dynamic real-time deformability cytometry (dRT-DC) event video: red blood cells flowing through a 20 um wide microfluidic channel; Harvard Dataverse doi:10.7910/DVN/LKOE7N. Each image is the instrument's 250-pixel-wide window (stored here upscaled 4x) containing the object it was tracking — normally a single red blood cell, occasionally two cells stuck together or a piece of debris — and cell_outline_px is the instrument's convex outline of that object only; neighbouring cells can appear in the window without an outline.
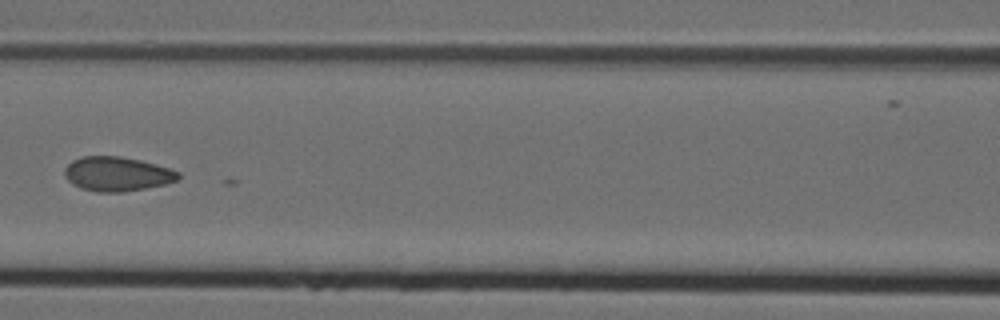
{"species": "Egyptian fruit bat (a non-hibernating species)", "species_latin": "Rousettus aegyptiacus", "temperature_condition": "cold", "stored_images_in_passage": 7, "camera_frame_rate_fps": 3000, "um_per_image_px": 0.085, "animal": {"sex": "female"}, "frame": {"image": 1, "passage_image": 7, "time_ms": 2.0, "image_size_px": [1000, 320], "cell_outline_px": [[180, 176], [176, 180], [168, 184], [120, 192], [96, 192], [80, 188], [72, 184], [64, 176], [64, 168], [72, 160], [84, 156], [120, 156], [140, 160], [168, 168], [180, 172]], "centroid_in_image_um": [9.92, 14.79], "position_along_channel_um": 156.7, "area_um2": 22.77}}